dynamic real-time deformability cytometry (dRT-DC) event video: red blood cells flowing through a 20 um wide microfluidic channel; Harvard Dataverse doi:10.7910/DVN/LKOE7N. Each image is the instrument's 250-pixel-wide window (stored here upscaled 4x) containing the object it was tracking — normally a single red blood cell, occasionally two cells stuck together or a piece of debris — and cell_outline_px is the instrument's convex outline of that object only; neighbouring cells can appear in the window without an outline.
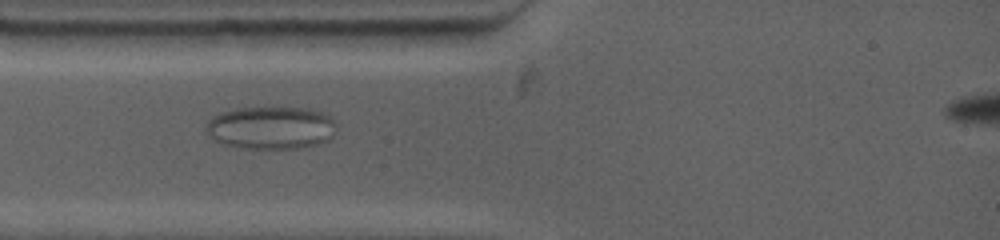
{"species": "common noctule bat (a hibernating species)", "species_latin": "Nyctalus noctula", "temperature_condition": "warm", "stored_images_in_passage": 37, "camera_frame_rate_fps": 4500, "um_per_image_px": 0.085, "animal": {"sex": "female", "body_mass_g": 19.0, "forearm_length_mm": 53.3}, "frame": {"image": 1, "passage_image": 5, "time_ms": 1.111, "image_size_px": [1000, 240], "cell_outline_px": [[336, 128], [332, 136], [328, 140], [316, 144], [300, 148], [244, 148], [220, 144], [208, 136], [204, 132], [204, 128], [208, 120], [212, 116], [220, 112], [240, 108], [308, 108], [324, 112], [336, 124]], "centroid_in_image_um": [22.98, 10.86], "position_along_channel_um": 62.0, "area_um2": 32.71}}
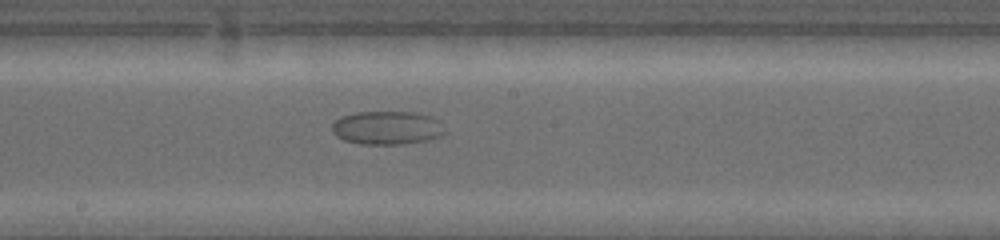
{"frame": {"image": 2, "passage_image": 20, "time_ms": 6.444, "image_size_px": [1000, 240], "cell_outline_px": [[448, 132], [444, 136], [428, 140], [400, 144], [360, 144], [344, 140], [336, 136], [332, 132], [332, 124], [340, 116], [356, 112], [416, 112], [432, 116], [440, 120]], "centroid_in_image_um": [32.96, 10.86], "position_along_channel_um": 215.2, "area_um2": 22.48}}
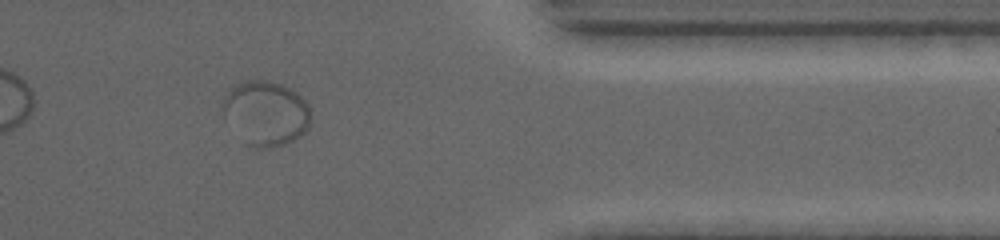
{"frame": {"image": 3, "passage_image": 32, "time_ms": 13.111, "image_size_px": [1000, 240], "cell_outline_px": [[312, 120], [308, 128], [300, 136], [284, 144], [268, 148], [256, 148], [248, 144], [224, 116], [224, 96], [236, 84], [248, 80], [264, 80], [280, 84], [292, 88], [308, 104], [312, 116]], "centroid_in_image_um": [22.66, 9.6], "position_along_channel_um": 388.7, "area_um2": 32.71}, "authors_computed_cell_mechanics": {"area_um2": 27.744, "velocity_mm_per_s": 2.8868, "shape_relaxation_time_tau1_ms": 1.0539, "shape_relaxation_time_tau2_ms": null, "deformation_change_tau1": 0.0136, "deformation_change_tau2": null}}